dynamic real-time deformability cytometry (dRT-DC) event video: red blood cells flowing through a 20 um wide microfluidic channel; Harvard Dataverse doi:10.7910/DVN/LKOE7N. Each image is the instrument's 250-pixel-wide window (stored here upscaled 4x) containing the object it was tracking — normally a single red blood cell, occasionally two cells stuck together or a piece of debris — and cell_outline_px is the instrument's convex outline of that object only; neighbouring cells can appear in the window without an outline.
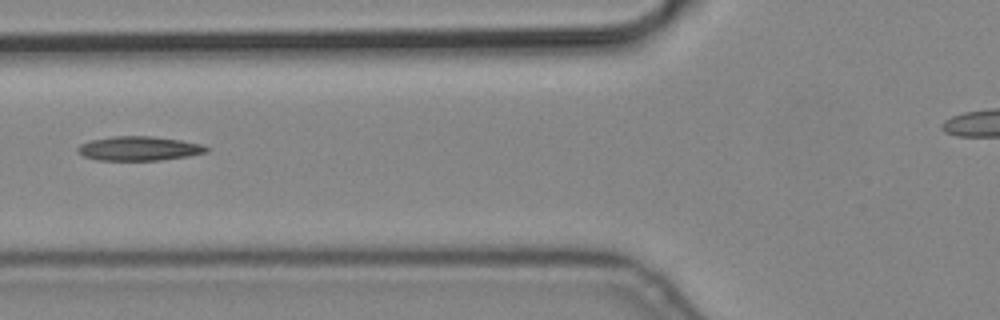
{"species": "common noctule bat (a hibernating species)", "species_latin": "Nyctalus noctula", "temperature_condition": "cold", "stored_images_in_passage": 2, "camera_frame_rate_fps": 3000, "um_per_image_px": 0.085, "animal": {"sex": "male", "body_mass_g": 19.2, "forearm_length_mm": 51.8}, "frame": {"image": 1, "passage_image": 2, "time_ms": 0.333, "image_size_px": [1000, 320], "cell_outline_px": [[208, 152], [188, 156], [160, 160], [96, 160], [84, 156], [76, 152], [76, 148], [80, 144], [88, 140], [112, 136], [152, 136], [180, 140], [200, 144], [208, 148]], "centroid_in_image_um": [11.75, 12.62], "position_along_channel_um": 114.0, "area_um2": 18.26}}